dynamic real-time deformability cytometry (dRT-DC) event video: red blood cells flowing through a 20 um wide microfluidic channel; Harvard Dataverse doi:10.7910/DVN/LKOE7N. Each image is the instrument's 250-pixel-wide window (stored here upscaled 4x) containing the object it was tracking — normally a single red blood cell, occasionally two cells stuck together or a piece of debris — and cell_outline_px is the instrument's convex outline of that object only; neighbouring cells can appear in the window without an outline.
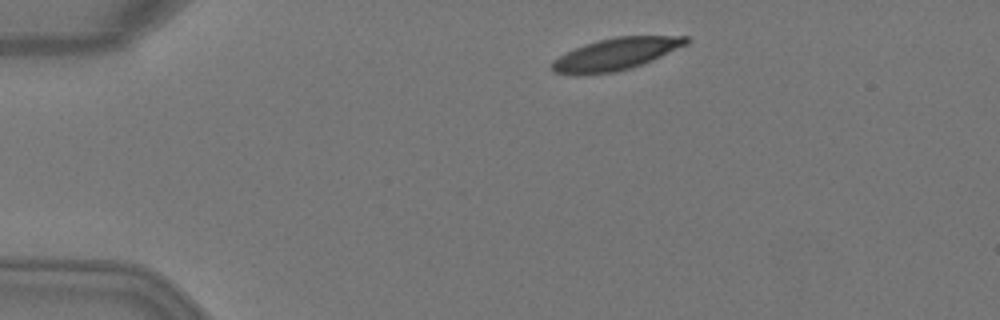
{"species": "Egyptian fruit bat (a non-hibernating species)", "species_latin": "Rousettus aegyptiacus", "temperature_condition": "warm", "stored_images_in_passage": 3, "camera_frame_rate_fps": 3000, "um_per_image_px": 0.085, "animal": {"sex": "female"}, "frame": {"image": 1, "passage_image": 1, "time_ms": 0.0, "image_size_px": [1000, 320], "cell_outline_px": [[688, 44], [652, 60], [632, 68], [616, 72], [552, 72], [552, 60], [584, 44], [616, 36], [688, 36]], "centroid_in_image_um": [52.43, 4.56], "position_along_channel_um": 32.6, "area_um2": 24.16}}
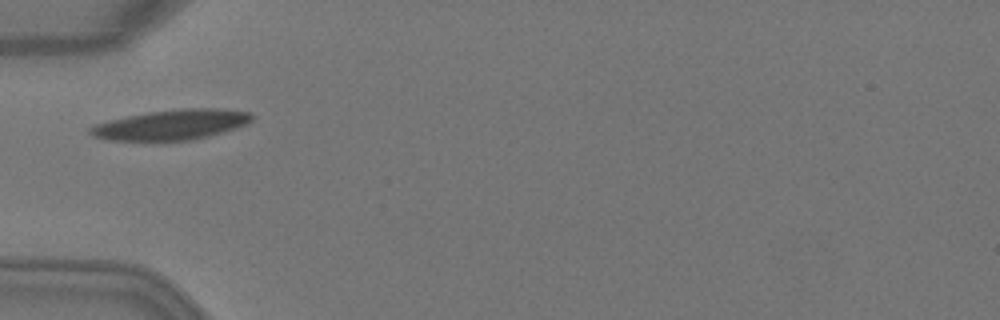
{"frame": {"image": 2, "passage_image": 3, "time_ms": 0.667, "image_size_px": [1000, 320], "cell_outline_px": [[256, 116], [252, 120], [236, 128], [208, 136], [188, 140], [112, 140], [92, 136], [88, 132], [88, 128], [96, 124], [108, 120], [148, 112], [180, 108], [220, 108], [252, 112]], "centroid_in_image_um": [14.6, 10.58], "position_along_channel_um": 70.4, "area_um2": 28.32}}